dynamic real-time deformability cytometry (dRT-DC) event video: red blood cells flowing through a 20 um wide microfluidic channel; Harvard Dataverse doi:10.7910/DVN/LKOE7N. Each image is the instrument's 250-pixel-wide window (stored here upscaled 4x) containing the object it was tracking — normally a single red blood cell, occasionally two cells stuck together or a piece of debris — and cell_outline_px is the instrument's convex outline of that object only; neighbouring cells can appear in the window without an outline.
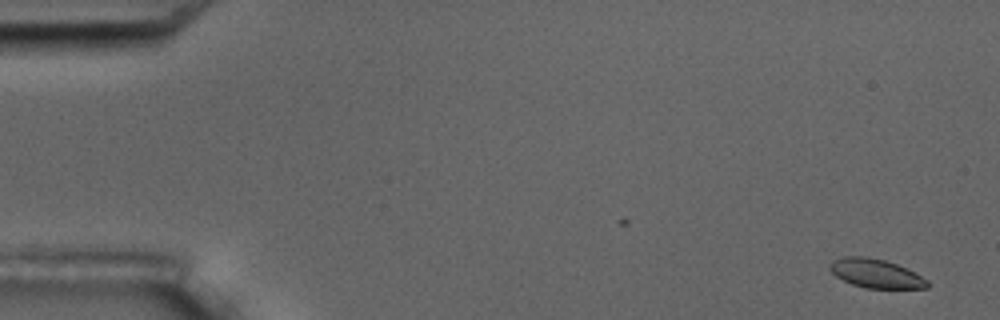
{"species": "common noctule bat (a hibernating species)", "species_latin": "Nyctalus noctula", "temperature_condition": "room temperature", "stored_images_in_passage": 5, "camera_frame_rate_fps": 3000, "um_per_image_px": 0.085, "animal": {"sex": "male", "body_mass_g": 17.5, "forearm_length_mm": 52.3}, "frame": {"image": 1, "passage_image": 1, "time_ms": 0.0, "image_size_px": [1000, 320], "cell_outline_px": [[928, 288], [864, 288], [852, 284], [836, 276], [828, 268], [832, 260], [844, 256], [868, 256], [884, 260], [896, 264], [928, 280]], "centroid_in_image_um": [74.4, 23.23], "position_along_channel_um": 10.6, "area_um2": 16.24}}
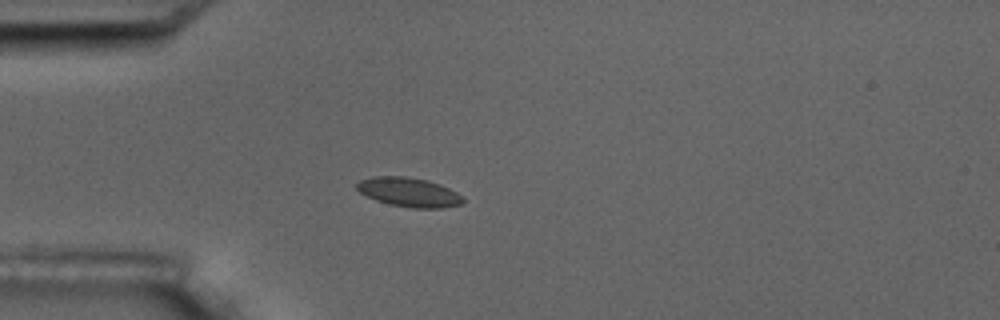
{"frame": {"image": 2, "passage_image": 5, "time_ms": 4.667, "image_size_px": [1000, 320], "cell_outline_px": [[464, 200], [460, 204], [440, 208], [412, 208], [388, 204], [376, 200], [360, 192], [356, 188], [356, 184], [360, 180], [372, 176], [404, 176], [428, 180], [440, 184], [456, 192]], "centroid_in_image_um": [34.72, 16.33], "position_along_channel_um": 50.3, "area_um2": 17.98}}